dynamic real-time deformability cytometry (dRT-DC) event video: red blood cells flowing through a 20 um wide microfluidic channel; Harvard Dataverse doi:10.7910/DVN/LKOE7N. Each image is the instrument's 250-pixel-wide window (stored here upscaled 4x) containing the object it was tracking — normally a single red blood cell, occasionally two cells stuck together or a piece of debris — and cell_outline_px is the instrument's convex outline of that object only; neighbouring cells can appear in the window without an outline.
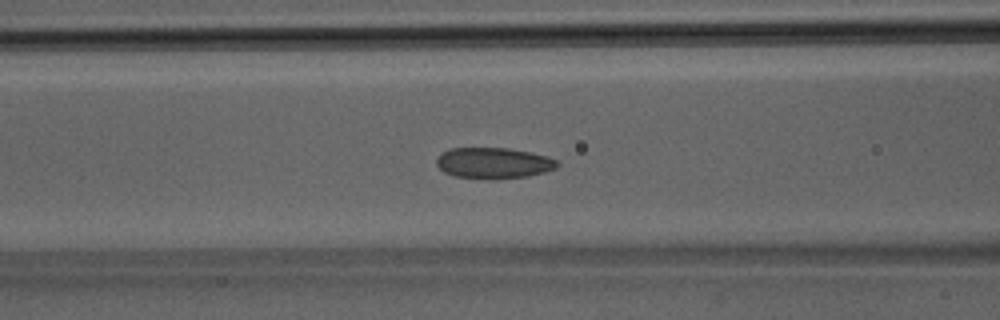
{"species": "Egyptian fruit bat (a non-hibernating species)", "species_latin": "Rousettus aegyptiacus", "temperature_condition": "room temperature", "stored_images_in_passage": 40, "camera_frame_rate_fps": 3000, "um_per_image_px": 0.085, "animal": {"sex": "male"}, "frame": {"image": 1, "passage_image": 17, "time_ms": 5.333, "image_size_px": [1000, 320], "cell_outline_px": [[560, 164], [556, 168], [544, 172], [528, 176], [496, 180], [492, 180], [456, 176], [444, 172], [436, 164], [436, 160], [448, 148], [508, 148], [548, 156], [556, 160]], "centroid_in_image_um": [41.97, 13.87], "position_along_channel_um": 124.6, "area_um2": 21.85}}
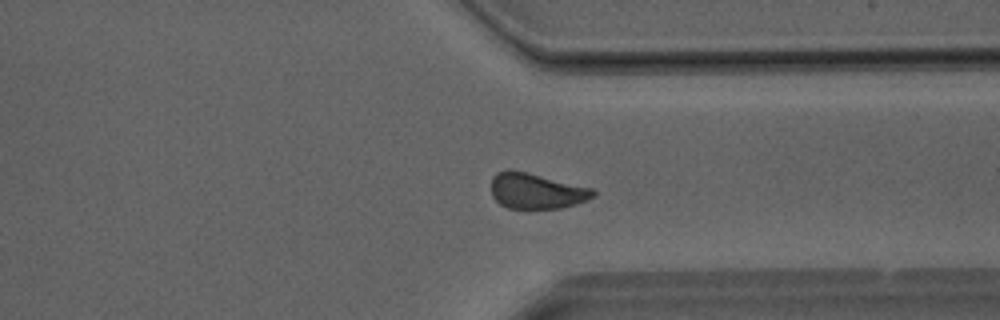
{"frame": {"image": 2, "passage_image": 31, "time_ms": 10.0, "image_size_px": [1000, 320], "cell_outline_px": [[596, 196], [588, 200], [576, 204], [560, 208], [508, 208], [500, 204], [492, 196], [492, 176], [496, 172], [508, 168], [512, 168], [592, 188], [596, 192]], "centroid_in_image_um": [45.58, 16.21], "position_along_channel_um": 365.8, "area_um2": 21.39}}
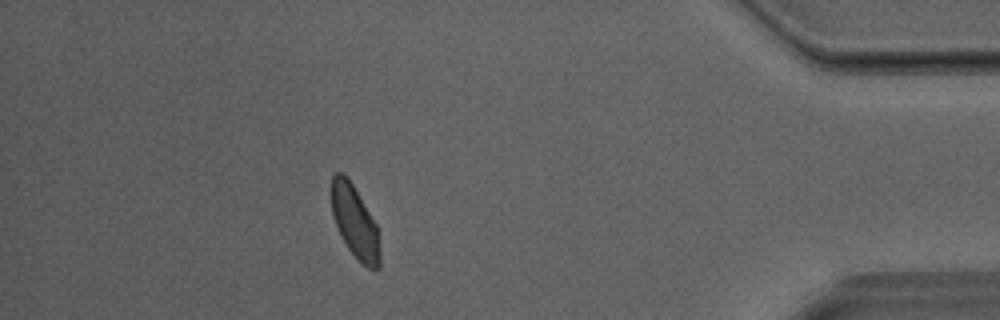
{"frame": {"image": 3, "passage_image": 36, "time_ms": 11.667, "image_size_px": [1000, 320], "cell_outline_px": [[380, 268], [368, 268], [360, 264], [348, 248], [340, 236], [332, 216], [332, 176], [336, 172], [340, 172], [352, 184], [376, 224], [380, 252]], "centroid_in_image_um": [30.16, 18.93], "position_along_channel_um": 405.0, "area_um2": 20.17}}